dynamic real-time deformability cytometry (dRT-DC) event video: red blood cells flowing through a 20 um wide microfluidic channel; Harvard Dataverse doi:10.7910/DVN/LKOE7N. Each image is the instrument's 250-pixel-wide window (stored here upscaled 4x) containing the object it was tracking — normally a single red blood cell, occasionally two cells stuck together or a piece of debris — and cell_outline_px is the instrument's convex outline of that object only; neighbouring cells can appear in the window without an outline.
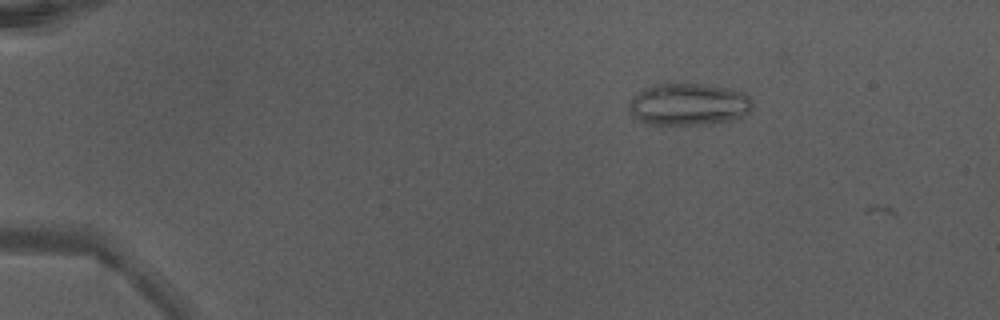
{"species": "Egyptian fruit bat (a non-hibernating species)", "species_latin": "Rousettus aegyptiacus", "temperature_condition": "warm", "stored_images_in_passage": 3, "camera_frame_rate_fps": 3000, "um_per_image_px": 0.085, "animal": {"sex": "male"}, "frame": {"image": 1, "passage_image": 2, "time_ms": 0.333, "image_size_px": [1000, 320], "cell_outline_px": [[752, 108], [744, 116], [712, 124], [648, 124], [640, 120], [628, 108], [628, 104], [632, 96], [644, 88], [660, 80], [672, 80], [704, 84], [728, 88], [744, 92], [752, 100]], "centroid_in_image_um": [58.5, 8.8], "position_along_channel_um": 26.5, "area_um2": 31.15}}